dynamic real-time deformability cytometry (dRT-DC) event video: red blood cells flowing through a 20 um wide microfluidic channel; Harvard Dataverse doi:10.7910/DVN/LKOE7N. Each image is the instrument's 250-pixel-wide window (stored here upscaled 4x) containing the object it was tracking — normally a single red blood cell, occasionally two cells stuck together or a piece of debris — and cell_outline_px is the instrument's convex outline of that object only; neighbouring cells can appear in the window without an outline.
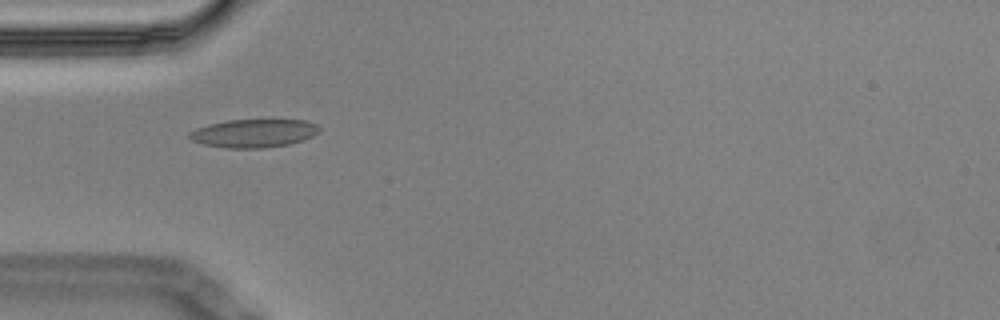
{"species": "Egyptian fruit bat (a non-hibernating species)", "species_latin": "Rousettus aegyptiacus", "temperature_condition": "cold", "stored_images_in_passage": 5, "camera_frame_rate_fps": 3000, "um_per_image_px": 0.085, "animal": {"sex": "male"}, "frame": {"image": 1, "passage_image": 4, "time_ms": 1.0, "image_size_px": [1000, 320], "cell_outline_px": [[320, 132], [312, 136], [288, 144], [264, 148], [224, 148], [200, 144], [192, 140], [188, 136], [188, 132], [196, 128], [208, 124], [228, 120], [304, 120], [316, 124], [320, 128]], "centroid_in_image_um": [21.52, 11.33], "position_along_channel_um": 63.5, "area_um2": 21.44}}